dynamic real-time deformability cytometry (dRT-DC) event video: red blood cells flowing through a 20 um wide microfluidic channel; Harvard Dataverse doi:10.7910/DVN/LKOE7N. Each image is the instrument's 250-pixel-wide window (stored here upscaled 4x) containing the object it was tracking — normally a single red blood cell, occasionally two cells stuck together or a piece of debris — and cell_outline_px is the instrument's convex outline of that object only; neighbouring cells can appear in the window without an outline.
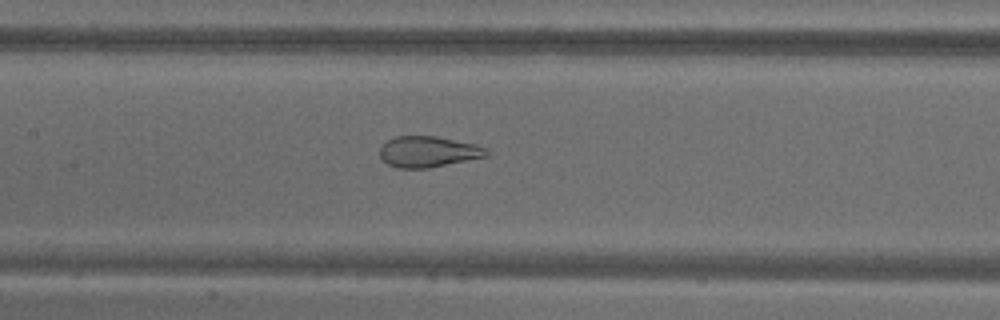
{"species": "common noctule bat (a hibernating species)", "species_latin": "Nyctalus noctula", "temperature_condition": "warm", "stored_images_in_passage": 72, "camera_frame_rate_fps": 3000, "um_per_image_px": 0.085, "animal": {"sex": "male", "body_mass_g": 18.8}, "frame": {"image": 1, "passage_image": 35, "time_ms": 11.333, "image_size_px": [1000, 320], "cell_outline_px": [[492, 152], [488, 156], [428, 168], [396, 168], [388, 164], [380, 156], [380, 148], [388, 140], [396, 136], [436, 136], [476, 144], [488, 148]], "centroid_in_image_um": [36.45, 12.89], "position_along_channel_um": 171.0, "area_um2": 19.31}}
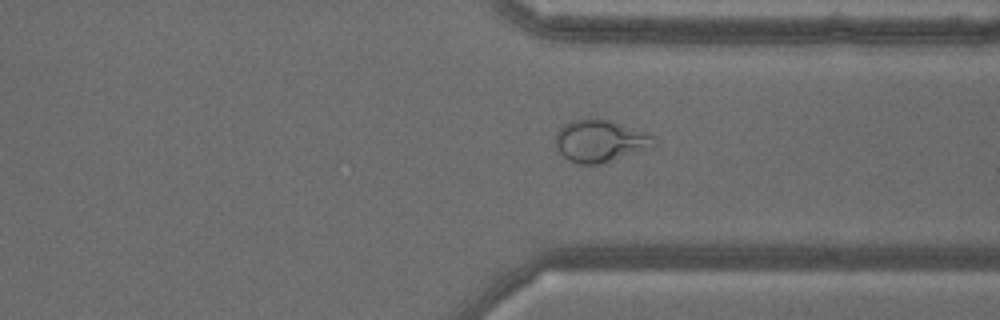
{"frame": {"image": 2, "passage_image": 55, "time_ms": 18.0, "image_size_px": [1000, 320], "cell_outline_px": [[656, 144], [652, 148], [600, 164], [576, 164], [568, 160], [556, 148], [552, 140], [556, 132], [564, 124], [572, 120], [588, 116], [596, 116], [612, 120], [644, 132], [652, 136]], "centroid_in_image_um": [50.95, 11.95], "position_along_channel_um": 360.4, "area_um2": 24.85}}
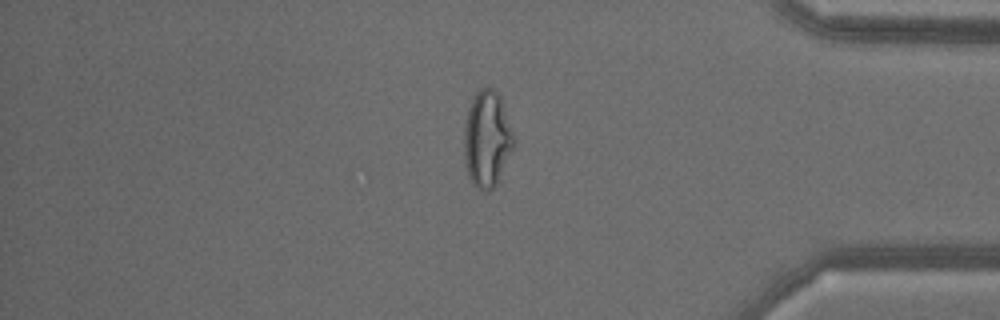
{"frame": {"image": 3, "passage_image": 61, "time_ms": 20.0, "image_size_px": [1000, 320], "cell_outline_px": [[512, 148], [496, 184], [492, 188], [476, 188], [468, 176], [464, 156], [464, 128], [468, 108], [476, 92], [480, 88], [492, 88], [500, 96], [512, 136]], "centroid_in_image_um": [41.34, 11.79], "position_along_channel_um": 393.9, "area_um2": 26.82}}